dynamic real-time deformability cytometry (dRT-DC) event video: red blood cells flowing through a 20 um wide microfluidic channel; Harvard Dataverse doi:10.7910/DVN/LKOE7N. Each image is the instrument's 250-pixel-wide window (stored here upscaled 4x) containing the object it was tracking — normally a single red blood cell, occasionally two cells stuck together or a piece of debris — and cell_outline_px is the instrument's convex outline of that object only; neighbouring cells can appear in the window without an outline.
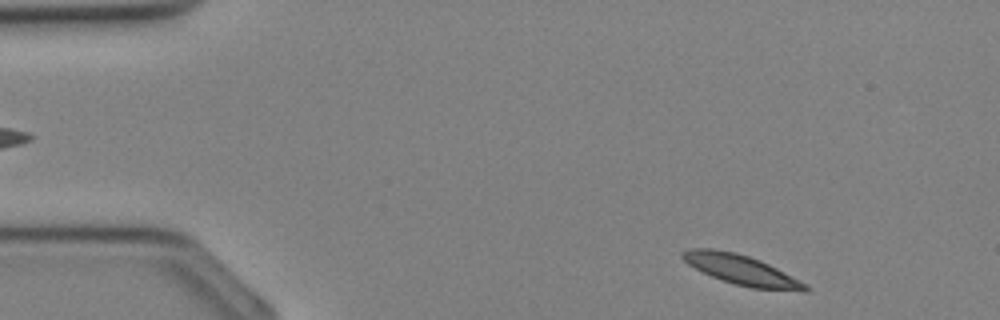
{"species": "Egyptian fruit bat (a non-hibernating species)", "species_latin": "Rousettus aegyptiacus", "temperature_condition": "cold", "stored_images_in_passage": 32, "camera_frame_rate_fps": 3000, "um_per_image_px": 0.085, "animal": {"sex": "female"}, "frame": {"image": 1, "passage_image": 1, "time_ms": 0.0, "image_size_px": [1000, 320], "cell_outline_px": [[812, 288], [808, 292], [804, 292], [752, 288], [736, 284], [712, 276], [688, 264], [680, 256], [680, 252], [692, 248], [712, 248], [736, 252], [760, 260], [808, 284]], "centroid_in_image_um": [63.07, 22.95], "position_along_channel_um": 21.9, "area_um2": 21.39}}
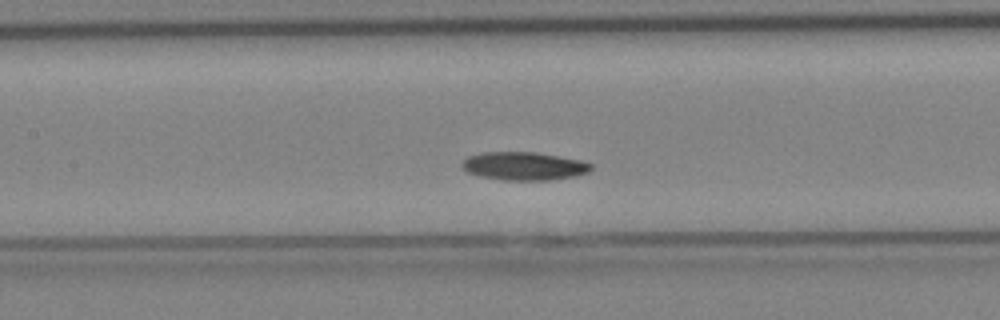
{"frame": {"image": 2, "passage_image": 13, "time_ms": 4.0, "image_size_px": [1000, 320], "cell_outline_px": [[592, 168], [588, 172], [576, 176], [552, 180], [504, 180], [480, 176], [468, 172], [460, 164], [468, 156], [480, 152], [536, 152], [580, 160], [592, 164]], "centroid_in_image_um": [44.54, 14.11], "position_along_channel_um": 162.9, "area_um2": 21.21}}
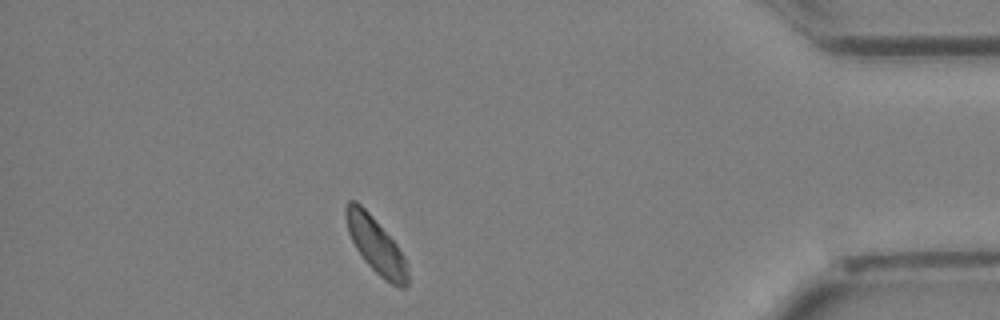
{"frame": {"image": 3, "passage_image": 28, "time_ms": 9.0, "image_size_px": [1000, 320], "cell_outline_px": [[408, 284], [404, 288], [400, 288], [384, 280], [364, 260], [356, 248], [348, 232], [344, 216], [344, 208], [348, 200], [356, 200], [368, 212], [396, 244], [404, 256], [408, 264]], "centroid_in_image_um": [31.94, 20.85], "position_along_channel_um": 403.3, "area_um2": 20.06}}